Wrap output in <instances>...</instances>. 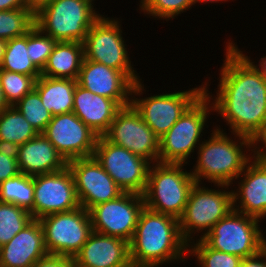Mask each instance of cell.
<instances>
[{"mask_svg":"<svg viewBox=\"0 0 266 267\" xmlns=\"http://www.w3.org/2000/svg\"><path fill=\"white\" fill-rule=\"evenodd\" d=\"M225 46L213 108L229 124L233 135L250 138L266 120V79L230 41Z\"/></svg>","mask_w":266,"mask_h":267,"instance_id":"6da1fadb","label":"cell"},{"mask_svg":"<svg viewBox=\"0 0 266 267\" xmlns=\"http://www.w3.org/2000/svg\"><path fill=\"white\" fill-rule=\"evenodd\" d=\"M129 248L133 267H159L170 261H186L184 255L188 252V244L180 234L179 219L146 207L140 213Z\"/></svg>","mask_w":266,"mask_h":267,"instance_id":"7a4b0ae2","label":"cell"},{"mask_svg":"<svg viewBox=\"0 0 266 267\" xmlns=\"http://www.w3.org/2000/svg\"><path fill=\"white\" fill-rule=\"evenodd\" d=\"M220 127L212 130L211 137L202 141L198 148V157L195 168L191 172L196 183L202 180L215 184L231 186L233 180H238L247 163L252 160L247 151H250V139L235 134L234 141L226 135ZM239 143V144H238ZM243 148H247L245 152ZM246 153V154H245Z\"/></svg>","mask_w":266,"mask_h":267,"instance_id":"3957f363","label":"cell"},{"mask_svg":"<svg viewBox=\"0 0 266 267\" xmlns=\"http://www.w3.org/2000/svg\"><path fill=\"white\" fill-rule=\"evenodd\" d=\"M184 164H151L147 185L142 194L145 207L151 211L168 214L179 219L185 210L195 179Z\"/></svg>","mask_w":266,"mask_h":267,"instance_id":"277c9868","label":"cell"},{"mask_svg":"<svg viewBox=\"0 0 266 267\" xmlns=\"http://www.w3.org/2000/svg\"><path fill=\"white\" fill-rule=\"evenodd\" d=\"M90 0H53L34 16L35 26L57 42H84L101 16Z\"/></svg>","mask_w":266,"mask_h":267,"instance_id":"5b68a950","label":"cell"},{"mask_svg":"<svg viewBox=\"0 0 266 267\" xmlns=\"http://www.w3.org/2000/svg\"><path fill=\"white\" fill-rule=\"evenodd\" d=\"M204 85L205 92L186 110L174 126L160 138L158 162L187 164V158L191 157L194 148L200 145V137L203 136L201 133L204 132L209 111H214L213 104H210L213 98L208 93L206 81Z\"/></svg>","mask_w":266,"mask_h":267,"instance_id":"8992f818","label":"cell"},{"mask_svg":"<svg viewBox=\"0 0 266 267\" xmlns=\"http://www.w3.org/2000/svg\"><path fill=\"white\" fill-rule=\"evenodd\" d=\"M260 221L233 209L202 240L214 250L242 259L251 257L266 247V238L258 225Z\"/></svg>","mask_w":266,"mask_h":267,"instance_id":"52a82bcc","label":"cell"},{"mask_svg":"<svg viewBox=\"0 0 266 267\" xmlns=\"http://www.w3.org/2000/svg\"><path fill=\"white\" fill-rule=\"evenodd\" d=\"M200 185L195 183L191 188L184 213L179 218L180 234L187 244L194 240L195 233L204 230L200 237L202 239L219 220L233 210L232 190L226 191L229 185L217 184L218 188L224 190Z\"/></svg>","mask_w":266,"mask_h":267,"instance_id":"ba28073f","label":"cell"},{"mask_svg":"<svg viewBox=\"0 0 266 267\" xmlns=\"http://www.w3.org/2000/svg\"><path fill=\"white\" fill-rule=\"evenodd\" d=\"M143 86L144 84L141 83V80L133 84L131 104L159 139L174 126L186 110L205 92V85L203 84L188 91L151 95V97L142 99L134 97L143 93Z\"/></svg>","mask_w":266,"mask_h":267,"instance_id":"9c48e42d","label":"cell"},{"mask_svg":"<svg viewBox=\"0 0 266 267\" xmlns=\"http://www.w3.org/2000/svg\"><path fill=\"white\" fill-rule=\"evenodd\" d=\"M103 16L87 32L83 42L84 58L122 71L133 83L142 80L131 66L119 21Z\"/></svg>","mask_w":266,"mask_h":267,"instance_id":"30bf717a","label":"cell"},{"mask_svg":"<svg viewBox=\"0 0 266 267\" xmlns=\"http://www.w3.org/2000/svg\"><path fill=\"white\" fill-rule=\"evenodd\" d=\"M39 221L49 255L74 258L93 232L89 212L81 206L69 212L43 216Z\"/></svg>","mask_w":266,"mask_h":267,"instance_id":"8fae6325","label":"cell"},{"mask_svg":"<svg viewBox=\"0 0 266 267\" xmlns=\"http://www.w3.org/2000/svg\"><path fill=\"white\" fill-rule=\"evenodd\" d=\"M93 157L124 191L143 194L151 162L98 137Z\"/></svg>","mask_w":266,"mask_h":267,"instance_id":"7c38bea8","label":"cell"},{"mask_svg":"<svg viewBox=\"0 0 266 267\" xmlns=\"http://www.w3.org/2000/svg\"><path fill=\"white\" fill-rule=\"evenodd\" d=\"M144 207L141 194L123 192L117 198L95 205L88 210L92 230L130 242Z\"/></svg>","mask_w":266,"mask_h":267,"instance_id":"4fadbf2b","label":"cell"},{"mask_svg":"<svg viewBox=\"0 0 266 267\" xmlns=\"http://www.w3.org/2000/svg\"><path fill=\"white\" fill-rule=\"evenodd\" d=\"M103 137L151 163L158 162L159 138L132 104L121 107Z\"/></svg>","mask_w":266,"mask_h":267,"instance_id":"5bb4252c","label":"cell"},{"mask_svg":"<svg viewBox=\"0 0 266 267\" xmlns=\"http://www.w3.org/2000/svg\"><path fill=\"white\" fill-rule=\"evenodd\" d=\"M41 134L67 162L92 157L99 137L73 112L54 115Z\"/></svg>","mask_w":266,"mask_h":267,"instance_id":"9a60e30c","label":"cell"},{"mask_svg":"<svg viewBox=\"0 0 266 267\" xmlns=\"http://www.w3.org/2000/svg\"><path fill=\"white\" fill-rule=\"evenodd\" d=\"M33 219L69 212L80 207L73 175L68 168L61 171L33 176Z\"/></svg>","mask_w":266,"mask_h":267,"instance_id":"2e32d148","label":"cell"},{"mask_svg":"<svg viewBox=\"0 0 266 267\" xmlns=\"http://www.w3.org/2000/svg\"><path fill=\"white\" fill-rule=\"evenodd\" d=\"M68 168L74 178L79 204L86 210L124 192L93 156L71 160Z\"/></svg>","mask_w":266,"mask_h":267,"instance_id":"e0dca14e","label":"cell"},{"mask_svg":"<svg viewBox=\"0 0 266 267\" xmlns=\"http://www.w3.org/2000/svg\"><path fill=\"white\" fill-rule=\"evenodd\" d=\"M77 84L93 94L113 99L120 107L131 104L133 82L122 72L83 59Z\"/></svg>","mask_w":266,"mask_h":267,"instance_id":"ac0fdd59","label":"cell"},{"mask_svg":"<svg viewBox=\"0 0 266 267\" xmlns=\"http://www.w3.org/2000/svg\"><path fill=\"white\" fill-rule=\"evenodd\" d=\"M73 259L77 267H133L128 241L94 231Z\"/></svg>","mask_w":266,"mask_h":267,"instance_id":"d6986e66","label":"cell"},{"mask_svg":"<svg viewBox=\"0 0 266 267\" xmlns=\"http://www.w3.org/2000/svg\"><path fill=\"white\" fill-rule=\"evenodd\" d=\"M47 255L42 225L38 219H33L0 247V267H32Z\"/></svg>","mask_w":266,"mask_h":267,"instance_id":"ffe728a7","label":"cell"},{"mask_svg":"<svg viewBox=\"0 0 266 267\" xmlns=\"http://www.w3.org/2000/svg\"><path fill=\"white\" fill-rule=\"evenodd\" d=\"M240 176L243 180L232 191L233 209L262 220L266 217V162L250 160Z\"/></svg>","mask_w":266,"mask_h":267,"instance_id":"44dd1931","label":"cell"},{"mask_svg":"<svg viewBox=\"0 0 266 267\" xmlns=\"http://www.w3.org/2000/svg\"><path fill=\"white\" fill-rule=\"evenodd\" d=\"M20 173L28 176L49 174L63 170L68 162L41 133L15 148Z\"/></svg>","mask_w":266,"mask_h":267,"instance_id":"7402d4cb","label":"cell"},{"mask_svg":"<svg viewBox=\"0 0 266 267\" xmlns=\"http://www.w3.org/2000/svg\"><path fill=\"white\" fill-rule=\"evenodd\" d=\"M120 108L113 99L76 85L72 112L99 137L107 132Z\"/></svg>","mask_w":266,"mask_h":267,"instance_id":"603a6c76","label":"cell"},{"mask_svg":"<svg viewBox=\"0 0 266 267\" xmlns=\"http://www.w3.org/2000/svg\"><path fill=\"white\" fill-rule=\"evenodd\" d=\"M83 59L84 45L82 42H57L41 75L77 80Z\"/></svg>","mask_w":266,"mask_h":267,"instance_id":"cb8c5ba5","label":"cell"},{"mask_svg":"<svg viewBox=\"0 0 266 267\" xmlns=\"http://www.w3.org/2000/svg\"><path fill=\"white\" fill-rule=\"evenodd\" d=\"M77 80L39 76L35 83L43 106L54 116L73 110Z\"/></svg>","mask_w":266,"mask_h":267,"instance_id":"d4e9b609","label":"cell"},{"mask_svg":"<svg viewBox=\"0 0 266 267\" xmlns=\"http://www.w3.org/2000/svg\"><path fill=\"white\" fill-rule=\"evenodd\" d=\"M38 134L14 106H9L1 112L0 147L15 149Z\"/></svg>","mask_w":266,"mask_h":267,"instance_id":"484cf974","label":"cell"},{"mask_svg":"<svg viewBox=\"0 0 266 267\" xmlns=\"http://www.w3.org/2000/svg\"><path fill=\"white\" fill-rule=\"evenodd\" d=\"M0 202L15 204L31 213L33 218L34 180L19 173L0 183Z\"/></svg>","mask_w":266,"mask_h":267,"instance_id":"4316f807","label":"cell"},{"mask_svg":"<svg viewBox=\"0 0 266 267\" xmlns=\"http://www.w3.org/2000/svg\"><path fill=\"white\" fill-rule=\"evenodd\" d=\"M28 55L27 33L10 39L6 41L0 69L32 77L41 76V71L33 64Z\"/></svg>","mask_w":266,"mask_h":267,"instance_id":"83f0119b","label":"cell"},{"mask_svg":"<svg viewBox=\"0 0 266 267\" xmlns=\"http://www.w3.org/2000/svg\"><path fill=\"white\" fill-rule=\"evenodd\" d=\"M32 220L31 213L27 210L12 203L0 202V247Z\"/></svg>","mask_w":266,"mask_h":267,"instance_id":"f1b7e54d","label":"cell"},{"mask_svg":"<svg viewBox=\"0 0 266 267\" xmlns=\"http://www.w3.org/2000/svg\"><path fill=\"white\" fill-rule=\"evenodd\" d=\"M32 127L42 133L53 115L43 106L38 91L34 88L14 105Z\"/></svg>","mask_w":266,"mask_h":267,"instance_id":"f546056e","label":"cell"},{"mask_svg":"<svg viewBox=\"0 0 266 267\" xmlns=\"http://www.w3.org/2000/svg\"><path fill=\"white\" fill-rule=\"evenodd\" d=\"M34 15L26 8L0 11V39L8 41L26 34L34 26Z\"/></svg>","mask_w":266,"mask_h":267,"instance_id":"4dcf8cb0","label":"cell"},{"mask_svg":"<svg viewBox=\"0 0 266 267\" xmlns=\"http://www.w3.org/2000/svg\"><path fill=\"white\" fill-rule=\"evenodd\" d=\"M38 78L0 69V84L8 105L14 106L26 94L31 92L35 88Z\"/></svg>","mask_w":266,"mask_h":267,"instance_id":"1f68e13d","label":"cell"},{"mask_svg":"<svg viewBox=\"0 0 266 267\" xmlns=\"http://www.w3.org/2000/svg\"><path fill=\"white\" fill-rule=\"evenodd\" d=\"M191 243L188 244V253L196 256L201 267H240L241 265V257L214 250L200 238L196 240L194 246Z\"/></svg>","mask_w":266,"mask_h":267,"instance_id":"d6a6232c","label":"cell"},{"mask_svg":"<svg viewBox=\"0 0 266 267\" xmlns=\"http://www.w3.org/2000/svg\"><path fill=\"white\" fill-rule=\"evenodd\" d=\"M57 41L35 25L27 32V49L33 64L42 71Z\"/></svg>","mask_w":266,"mask_h":267,"instance_id":"836d02e7","label":"cell"},{"mask_svg":"<svg viewBox=\"0 0 266 267\" xmlns=\"http://www.w3.org/2000/svg\"><path fill=\"white\" fill-rule=\"evenodd\" d=\"M140 3V9L144 14L163 20L173 19L194 5L193 0H141Z\"/></svg>","mask_w":266,"mask_h":267,"instance_id":"e575fe53","label":"cell"},{"mask_svg":"<svg viewBox=\"0 0 266 267\" xmlns=\"http://www.w3.org/2000/svg\"><path fill=\"white\" fill-rule=\"evenodd\" d=\"M19 173L15 149L0 147V183Z\"/></svg>","mask_w":266,"mask_h":267,"instance_id":"d590c367","label":"cell"},{"mask_svg":"<svg viewBox=\"0 0 266 267\" xmlns=\"http://www.w3.org/2000/svg\"><path fill=\"white\" fill-rule=\"evenodd\" d=\"M250 139L251 158L266 162V120L253 133ZM261 143V148L260 144ZM256 145V146H255ZM258 146V148H257ZM253 148V149H251Z\"/></svg>","mask_w":266,"mask_h":267,"instance_id":"8d00e7d4","label":"cell"},{"mask_svg":"<svg viewBox=\"0 0 266 267\" xmlns=\"http://www.w3.org/2000/svg\"><path fill=\"white\" fill-rule=\"evenodd\" d=\"M32 267H77L75 260L71 257L59 255H47L37 260Z\"/></svg>","mask_w":266,"mask_h":267,"instance_id":"74e56055","label":"cell"},{"mask_svg":"<svg viewBox=\"0 0 266 267\" xmlns=\"http://www.w3.org/2000/svg\"><path fill=\"white\" fill-rule=\"evenodd\" d=\"M264 258V259H263ZM266 247L251 257L242 259L240 267H266Z\"/></svg>","mask_w":266,"mask_h":267,"instance_id":"f35d334b","label":"cell"},{"mask_svg":"<svg viewBox=\"0 0 266 267\" xmlns=\"http://www.w3.org/2000/svg\"><path fill=\"white\" fill-rule=\"evenodd\" d=\"M53 0H25V7L34 16Z\"/></svg>","mask_w":266,"mask_h":267,"instance_id":"ab89813d","label":"cell"},{"mask_svg":"<svg viewBox=\"0 0 266 267\" xmlns=\"http://www.w3.org/2000/svg\"><path fill=\"white\" fill-rule=\"evenodd\" d=\"M26 8L25 0H0V11Z\"/></svg>","mask_w":266,"mask_h":267,"instance_id":"60d3db41","label":"cell"},{"mask_svg":"<svg viewBox=\"0 0 266 267\" xmlns=\"http://www.w3.org/2000/svg\"><path fill=\"white\" fill-rule=\"evenodd\" d=\"M253 66L254 68L266 79V56H263V58H260L259 65L254 64L252 60L246 55L243 54L242 51L235 45L233 41L230 42ZM256 65V66H255ZM259 66V67H258Z\"/></svg>","mask_w":266,"mask_h":267,"instance_id":"b9f144b4","label":"cell"},{"mask_svg":"<svg viewBox=\"0 0 266 267\" xmlns=\"http://www.w3.org/2000/svg\"><path fill=\"white\" fill-rule=\"evenodd\" d=\"M9 107L8 103L6 102V98L2 89V86L0 84V114L1 112L5 109Z\"/></svg>","mask_w":266,"mask_h":267,"instance_id":"7bdbcfd3","label":"cell"},{"mask_svg":"<svg viewBox=\"0 0 266 267\" xmlns=\"http://www.w3.org/2000/svg\"><path fill=\"white\" fill-rule=\"evenodd\" d=\"M5 47H6V41L0 39V66H1L2 61H3V56H4V52H5Z\"/></svg>","mask_w":266,"mask_h":267,"instance_id":"ee69618b","label":"cell"},{"mask_svg":"<svg viewBox=\"0 0 266 267\" xmlns=\"http://www.w3.org/2000/svg\"><path fill=\"white\" fill-rule=\"evenodd\" d=\"M219 1H224V2H225L226 0H193L194 4H196L197 2H200V3H201V2H203V3H204V2H208V3H209V2H211V3L213 2V3H214V2H219ZM227 1H228V0H227Z\"/></svg>","mask_w":266,"mask_h":267,"instance_id":"f6af8a7d","label":"cell"}]
</instances>
